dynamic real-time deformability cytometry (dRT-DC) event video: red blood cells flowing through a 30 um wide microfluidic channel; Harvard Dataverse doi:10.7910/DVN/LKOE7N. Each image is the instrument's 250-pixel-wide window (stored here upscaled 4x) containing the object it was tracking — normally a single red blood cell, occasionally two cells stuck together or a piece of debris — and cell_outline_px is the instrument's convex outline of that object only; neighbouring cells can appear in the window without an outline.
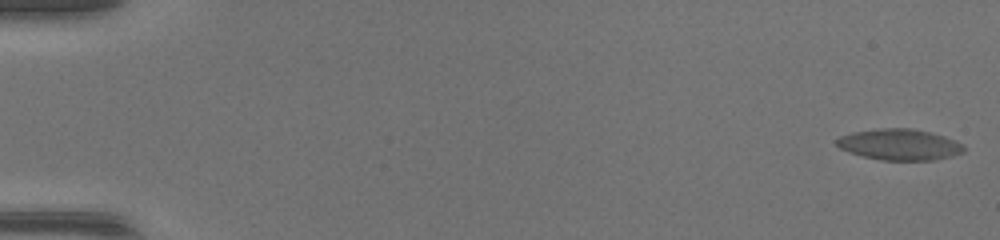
{"species": "common noctule bat (a hibernating species)", "species_latin": "Nyctalus noctula", "temperature_condition": "warm", "stored_images_in_passage": 17, "camera_frame_rate_fps": 3000, "um_per_image_px": 0.085, "animal": {"sex": "female", "body_mass_g": 17.0, "forearm_length_mm": 48.0}, "frame": {"image": 1, "passage_image": 1, "time_ms": 0.0, "image_size_px": [1000, 240], "cell_outline_px": [[964, 152], [952, 156], [932, 160], [884, 160], [864, 156], [840, 148], [836, 144], [836, 140], [840, 136], [856, 132], [884, 128], [908, 128], [932, 132], [944, 136], [960, 144], [964, 148]], "centroid_in_image_um": [76.48, 12.29], "position_along_channel_um": 8.5, "area_um2": 22.54}}
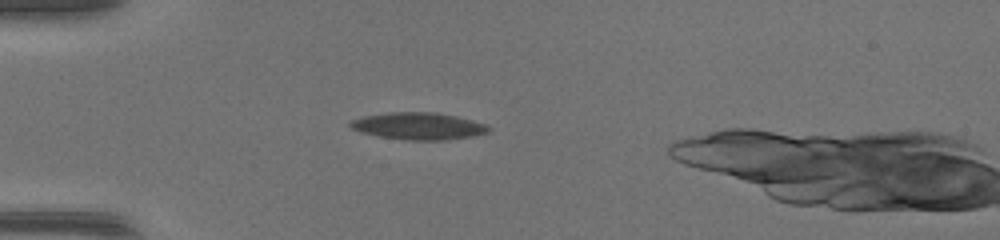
{"frame": {"image": 2, "passage_image": 15, "time_ms": 4.667, "image_size_px": [1000, 240], "cell_outline_px": [[492, 128], [488, 132], [472, 136], [444, 140], [404, 140], [380, 136], [364, 132], [352, 128], [348, 124], [352, 120], [364, 116], [392, 112], [432, 112], [456, 116], [472, 120], [484, 124]], "centroid_in_image_um": [35.59, 10.71], "position_along_channel_um": 49.4, "area_um2": 21.5}}